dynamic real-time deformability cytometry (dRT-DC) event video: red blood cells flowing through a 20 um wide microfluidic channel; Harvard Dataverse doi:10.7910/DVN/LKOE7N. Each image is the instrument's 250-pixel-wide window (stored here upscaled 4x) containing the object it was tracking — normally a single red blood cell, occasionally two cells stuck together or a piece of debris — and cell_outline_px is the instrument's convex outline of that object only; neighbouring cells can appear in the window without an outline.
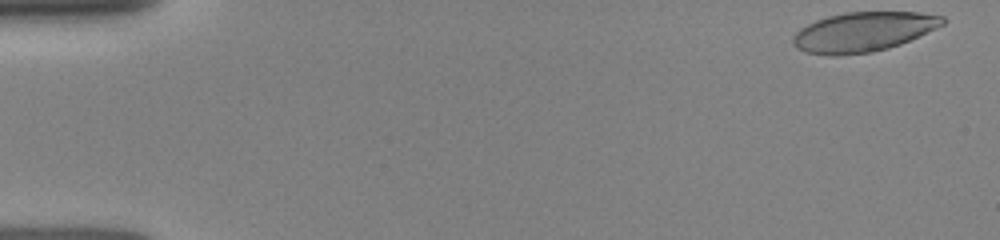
{"species": "human", "species_latin": "Homo sapiens", "temperature_condition": "room temperature", "stored_images_in_passage": 11, "camera_frame_rate_fps": 3000, "um_per_image_px": 0.085, "donor": {"sex": "female"}, "frame": {"image": 1, "passage_image": 1, "time_ms": 0.0, "image_size_px": [1000, 240], "cell_outline_px": [[944, 24], [936, 28], [900, 44], [888, 48], [872, 52], [836, 56], [832, 56], [804, 52], [796, 48], [792, 44], [792, 36], [800, 28], [816, 20], [828, 16], [844, 12], [920, 12], [944, 16]], "centroid_in_image_um": [73.33, 2.71], "position_along_channel_um": 11.7, "area_um2": 34.62}}
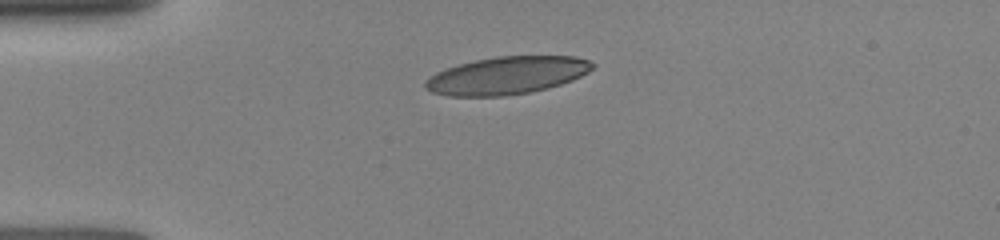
{"frame": {"image": 2, "passage_image": 7, "time_ms": 3.333, "image_size_px": [1000, 240], "cell_outline_px": [[596, 64], [588, 72], [572, 80], [548, 88], [528, 92], [504, 96], [448, 96], [432, 92], [424, 88], [424, 80], [436, 72], [460, 64], [476, 60], [496, 56], [576, 56], [588, 60]], "centroid_in_image_um": [43.07, 6.41], "position_along_channel_um": 41.9, "area_um2": 36.59}}
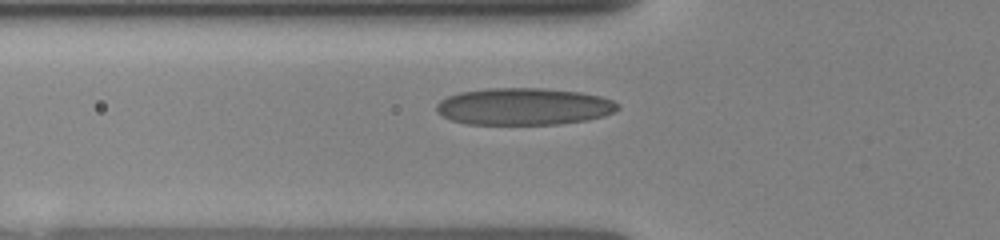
{"frame": {"image": 3, "passage_image": 10, "time_ms": 5.0, "image_size_px": [1000, 240], "cell_outline_px": [[620, 108], [604, 116], [588, 120], [560, 124], [464, 124], [452, 120], [436, 112], [436, 104], [440, 100], [448, 96], [460, 92], [492, 88], [544, 88], [580, 92], [600, 96], [612, 100], [620, 104]], "centroid_in_image_um": [44.54, 9.05], "position_along_channel_um": 81.3, "area_um2": 39.25}}